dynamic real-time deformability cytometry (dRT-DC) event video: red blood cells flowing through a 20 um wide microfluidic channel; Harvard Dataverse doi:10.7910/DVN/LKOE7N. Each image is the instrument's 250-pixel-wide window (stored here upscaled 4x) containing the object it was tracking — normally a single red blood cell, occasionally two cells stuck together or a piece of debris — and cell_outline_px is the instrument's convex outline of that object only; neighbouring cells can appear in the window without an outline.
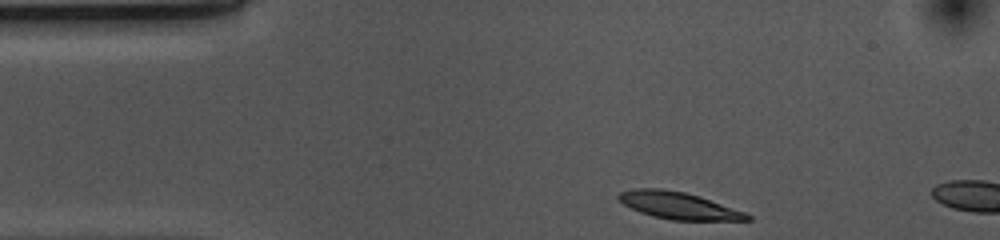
{"species": "common noctule bat (a hibernating species)", "species_latin": "Nyctalus noctula", "temperature_condition": "cold", "stored_images_in_passage": 4, "camera_frame_rate_fps": 3000, "um_per_image_px": 0.085, "animal": {"sex": "female", "body_mass_g": 10.0, "forearm_length_mm": 53.1}, "frame": {"image": 1, "passage_image": 1, "time_ms": 0.0, "image_size_px": [1000, 240], "cell_outline_px": [[752, 220], [672, 220], [652, 216], [640, 212], [616, 200], [616, 196], [620, 192], [632, 188], [660, 188], [684, 192], [700, 196], [744, 212], [752, 216]], "centroid_in_image_um": [57.63, 17.46], "position_along_channel_um": 27.4, "area_um2": 20.23}}